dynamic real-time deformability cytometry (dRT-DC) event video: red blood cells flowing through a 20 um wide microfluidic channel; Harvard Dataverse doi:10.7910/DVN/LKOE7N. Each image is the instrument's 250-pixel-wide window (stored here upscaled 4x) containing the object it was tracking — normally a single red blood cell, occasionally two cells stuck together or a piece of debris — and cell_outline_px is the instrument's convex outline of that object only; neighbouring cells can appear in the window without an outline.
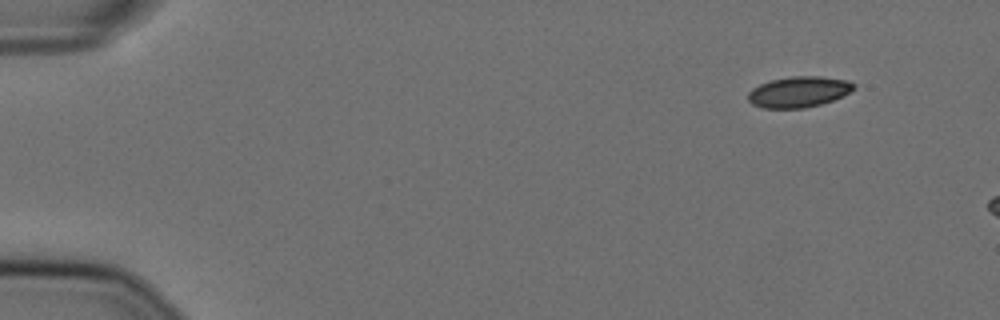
{"species": "Egyptian fruit bat (a non-hibernating species)", "species_latin": "Rousettus aegyptiacus", "temperature_condition": "cold", "stored_images_in_passage": 8, "camera_frame_rate_fps": 3000, "um_per_image_px": 0.085, "animal": {"sex": "female"}, "frame": {"image": 1, "passage_image": 1, "time_ms": 0.0, "image_size_px": [1000, 320], "cell_outline_px": [[856, 88], [832, 100], [820, 104], [804, 108], [760, 108], [752, 104], [748, 100], [748, 92], [752, 88], [760, 84], [772, 80], [792, 76], [820, 76], [848, 80], [856, 84]], "centroid_in_image_um": [67.87, 7.8], "position_along_channel_um": 17.1, "area_um2": 18.96}}